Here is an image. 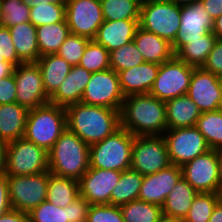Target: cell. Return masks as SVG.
<instances>
[{
    "instance_id": "obj_53",
    "label": "cell",
    "mask_w": 222,
    "mask_h": 222,
    "mask_svg": "<svg viewBox=\"0 0 222 222\" xmlns=\"http://www.w3.org/2000/svg\"><path fill=\"white\" fill-rule=\"evenodd\" d=\"M212 32L217 39H222V15L214 19Z\"/></svg>"
},
{
    "instance_id": "obj_58",
    "label": "cell",
    "mask_w": 222,
    "mask_h": 222,
    "mask_svg": "<svg viewBox=\"0 0 222 222\" xmlns=\"http://www.w3.org/2000/svg\"><path fill=\"white\" fill-rule=\"evenodd\" d=\"M169 2H172L173 4L177 6H187L191 5L193 2L197 0H168Z\"/></svg>"
},
{
    "instance_id": "obj_15",
    "label": "cell",
    "mask_w": 222,
    "mask_h": 222,
    "mask_svg": "<svg viewBox=\"0 0 222 222\" xmlns=\"http://www.w3.org/2000/svg\"><path fill=\"white\" fill-rule=\"evenodd\" d=\"M183 178L199 192H218L219 172L217 150L206 153L185 163L182 167Z\"/></svg>"
},
{
    "instance_id": "obj_30",
    "label": "cell",
    "mask_w": 222,
    "mask_h": 222,
    "mask_svg": "<svg viewBox=\"0 0 222 222\" xmlns=\"http://www.w3.org/2000/svg\"><path fill=\"white\" fill-rule=\"evenodd\" d=\"M142 181L143 175L132 168L122 171L118 183L111 191L110 204L120 207L138 199Z\"/></svg>"
},
{
    "instance_id": "obj_51",
    "label": "cell",
    "mask_w": 222,
    "mask_h": 222,
    "mask_svg": "<svg viewBox=\"0 0 222 222\" xmlns=\"http://www.w3.org/2000/svg\"><path fill=\"white\" fill-rule=\"evenodd\" d=\"M7 142L0 139V176L6 174Z\"/></svg>"
},
{
    "instance_id": "obj_56",
    "label": "cell",
    "mask_w": 222,
    "mask_h": 222,
    "mask_svg": "<svg viewBox=\"0 0 222 222\" xmlns=\"http://www.w3.org/2000/svg\"><path fill=\"white\" fill-rule=\"evenodd\" d=\"M22 2L29 5L30 8L42 3H65L64 0H22Z\"/></svg>"
},
{
    "instance_id": "obj_2",
    "label": "cell",
    "mask_w": 222,
    "mask_h": 222,
    "mask_svg": "<svg viewBox=\"0 0 222 222\" xmlns=\"http://www.w3.org/2000/svg\"><path fill=\"white\" fill-rule=\"evenodd\" d=\"M67 129L89 146L113 134L120 126L119 110L74 103L65 107Z\"/></svg>"
},
{
    "instance_id": "obj_54",
    "label": "cell",
    "mask_w": 222,
    "mask_h": 222,
    "mask_svg": "<svg viewBox=\"0 0 222 222\" xmlns=\"http://www.w3.org/2000/svg\"><path fill=\"white\" fill-rule=\"evenodd\" d=\"M14 66L9 62L0 63V79L9 76L13 72Z\"/></svg>"
},
{
    "instance_id": "obj_11",
    "label": "cell",
    "mask_w": 222,
    "mask_h": 222,
    "mask_svg": "<svg viewBox=\"0 0 222 222\" xmlns=\"http://www.w3.org/2000/svg\"><path fill=\"white\" fill-rule=\"evenodd\" d=\"M163 137L167 144L169 160L176 166L182 167L210 150L206 139L195 126L167 129Z\"/></svg>"
},
{
    "instance_id": "obj_33",
    "label": "cell",
    "mask_w": 222,
    "mask_h": 222,
    "mask_svg": "<svg viewBox=\"0 0 222 222\" xmlns=\"http://www.w3.org/2000/svg\"><path fill=\"white\" fill-rule=\"evenodd\" d=\"M195 127L204 136L210 149H222V108L202 113Z\"/></svg>"
},
{
    "instance_id": "obj_22",
    "label": "cell",
    "mask_w": 222,
    "mask_h": 222,
    "mask_svg": "<svg viewBox=\"0 0 222 222\" xmlns=\"http://www.w3.org/2000/svg\"><path fill=\"white\" fill-rule=\"evenodd\" d=\"M91 74L79 65L72 66L58 90L49 98V103L62 107L80 103Z\"/></svg>"
},
{
    "instance_id": "obj_37",
    "label": "cell",
    "mask_w": 222,
    "mask_h": 222,
    "mask_svg": "<svg viewBox=\"0 0 222 222\" xmlns=\"http://www.w3.org/2000/svg\"><path fill=\"white\" fill-rule=\"evenodd\" d=\"M30 22L36 27L67 22L65 3H42L30 8Z\"/></svg>"
},
{
    "instance_id": "obj_24",
    "label": "cell",
    "mask_w": 222,
    "mask_h": 222,
    "mask_svg": "<svg viewBox=\"0 0 222 222\" xmlns=\"http://www.w3.org/2000/svg\"><path fill=\"white\" fill-rule=\"evenodd\" d=\"M165 107L168 129L194 127L202 114L187 94L167 100Z\"/></svg>"
},
{
    "instance_id": "obj_17",
    "label": "cell",
    "mask_w": 222,
    "mask_h": 222,
    "mask_svg": "<svg viewBox=\"0 0 222 222\" xmlns=\"http://www.w3.org/2000/svg\"><path fill=\"white\" fill-rule=\"evenodd\" d=\"M187 95L202 113L222 108V93L219 76L194 68Z\"/></svg>"
},
{
    "instance_id": "obj_19",
    "label": "cell",
    "mask_w": 222,
    "mask_h": 222,
    "mask_svg": "<svg viewBox=\"0 0 222 222\" xmlns=\"http://www.w3.org/2000/svg\"><path fill=\"white\" fill-rule=\"evenodd\" d=\"M181 177L182 168L174 164L157 173L144 175L138 199L162 206Z\"/></svg>"
},
{
    "instance_id": "obj_29",
    "label": "cell",
    "mask_w": 222,
    "mask_h": 222,
    "mask_svg": "<svg viewBox=\"0 0 222 222\" xmlns=\"http://www.w3.org/2000/svg\"><path fill=\"white\" fill-rule=\"evenodd\" d=\"M80 196L79 181L65 178L49 172V182L46 200L50 203L66 207Z\"/></svg>"
},
{
    "instance_id": "obj_41",
    "label": "cell",
    "mask_w": 222,
    "mask_h": 222,
    "mask_svg": "<svg viewBox=\"0 0 222 222\" xmlns=\"http://www.w3.org/2000/svg\"><path fill=\"white\" fill-rule=\"evenodd\" d=\"M89 41L87 37L70 34L56 54L64 58L71 66L79 65Z\"/></svg>"
},
{
    "instance_id": "obj_55",
    "label": "cell",
    "mask_w": 222,
    "mask_h": 222,
    "mask_svg": "<svg viewBox=\"0 0 222 222\" xmlns=\"http://www.w3.org/2000/svg\"><path fill=\"white\" fill-rule=\"evenodd\" d=\"M217 165L219 172L218 193L222 191V149L217 150Z\"/></svg>"
},
{
    "instance_id": "obj_36",
    "label": "cell",
    "mask_w": 222,
    "mask_h": 222,
    "mask_svg": "<svg viewBox=\"0 0 222 222\" xmlns=\"http://www.w3.org/2000/svg\"><path fill=\"white\" fill-rule=\"evenodd\" d=\"M220 201L218 192H199L183 222H208L216 204Z\"/></svg>"
},
{
    "instance_id": "obj_23",
    "label": "cell",
    "mask_w": 222,
    "mask_h": 222,
    "mask_svg": "<svg viewBox=\"0 0 222 222\" xmlns=\"http://www.w3.org/2000/svg\"><path fill=\"white\" fill-rule=\"evenodd\" d=\"M133 42L145 62L162 64L175 56L172 44L169 41L143 28L138 27Z\"/></svg>"
},
{
    "instance_id": "obj_7",
    "label": "cell",
    "mask_w": 222,
    "mask_h": 222,
    "mask_svg": "<svg viewBox=\"0 0 222 222\" xmlns=\"http://www.w3.org/2000/svg\"><path fill=\"white\" fill-rule=\"evenodd\" d=\"M49 171L48 152L24 137L7 143L6 175H34Z\"/></svg>"
},
{
    "instance_id": "obj_8",
    "label": "cell",
    "mask_w": 222,
    "mask_h": 222,
    "mask_svg": "<svg viewBox=\"0 0 222 222\" xmlns=\"http://www.w3.org/2000/svg\"><path fill=\"white\" fill-rule=\"evenodd\" d=\"M49 171L34 175L8 176L12 209L29 213L47 197Z\"/></svg>"
},
{
    "instance_id": "obj_9",
    "label": "cell",
    "mask_w": 222,
    "mask_h": 222,
    "mask_svg": "<svg viewBox=\"0 0 222 222\" xmlns=\"http://www.w3.org/2000/svg\"><path fill=\"white\" fill-rule=\"evenodd\" d=\"M194 68L176 56L165 61L160 64L150 94L165 102L187 94Z\"/></svg>"
},
{
    "instance_id": "obj_20",
    "label": "cell",
    "mask_w": 222,
    "mask_h": 222,
    "mask_svg": "<svg viewBox=\"0 0 222 222\" xmlns=\"http://www.w3.org/2000/svg\"><path fill=\"white\" fill-rule=\"evenodd\" d=\"M160 64L143 62L138 66L118 72L123 95L150 93Z\"/></svg>"
},
{
    "instance_id": "obj_16",
    "label": "cell",
    "mask_w": 222,
    "mask_h": 222,
    "mask_svg": "<svg viewBox=\"0 0 222 222\" xmlns=\"http://www.w3.org/2000/svg\"><path fill=\"white\" fill-rule=\"evenodd\" d=\"M213 19L204 9L201 0L191 5L181 6V22L175 41L172 43L174 53L191 40L200 39L204 34L212 32Z\"/></svg>"
},
{
    "instance_id": "obj_39",
    "label": "cell",
    "mask_w": 222,
    "mask_h": 222,
    "mask_svg": "<svg viewBox=\"0 0 222 222\" xmlns=\"http://www.w3.org/2000/svg\"><path fill=\"white\" fill-rule=\"evenodd\" d=\"M30 22V7L22 0H0V25L10 28Z\"/></svg>"
},
{
    "instance_id": "obj_18",
    "label": "cell",
    "mask_w": 222,
    "mask_h": 222,
    "mask_svg": "<svg viewBox=\"0 0 222 222\" xmlns=\"http://www.w3.org/2000/svg\"><path fill=\"white\" fill-rule=\"evenodd\" d=\"M121 177V171L89 167L79 180L80 197L91 205L110 204V194Z\"/></svg>"
},
{
    "instance_id": "obj_26",
    "label": "cell",
    "mask_w": 222,
    "mask_h": 222,
    "mask_svg": "<svg viewBox=\"0 0 222 222\" xmlns=\"http://www.w3.org/2000/svg\"><path fill=\"white\" fill-rule=\"evenodd\" d=\"M36 28L31 22L17 24L9 28L18 59L22 63L37 62L41 57Z\"/></svg>"
},
{
    "instance_id": "obj_6",
    "label": "cell",
    "mask_w": 222,
    "mask_h": 222,
    "mask_svg": "<svg viewBox=\"0 0 222 222\" xmlns=\"http://www.w3.org/2000/svg\"><path fill=\"white\" fill-rule=\"evenodd\" d=\"M181 22V6L168 0L141 3L139 27L169 41H175Z\"/></svg>"
},
{
    "instance_id": "obj_34",
    "label": "cell",
    "mask_w": 222,
    "mask_h": 222,
    "mask_svg": "<svg viewBox=\"0 0 222 222\" xmlns=\"http://www.w3.org/2000/svg\"><path fill=\"white\" fill-rule=\"evenodd\" d=\"M106 21L139 20L141 3L138 0H100Z\"/></svg>"
},
{
    "instance_id": "obj_40",
    "label": "cell",
    "mask_w": 222,
    "mask_h": 222,
    "mask_svg": "<svg viewBox=\"0 0 222 222\" xmlns=\"http://www.w3.org/2000/svg\"><path fill=\"white\" fill-rule=\"evenodd\" d=\"M145 62L136 44L132 41L110 52V68L116 73Z\"/></svg>"
},
{
    "instance_id": "obj_32",
    "label": "cell",
    "mask_w": 222,
    "mask_h": 222,
    "mask_svg": "<svg viewBox=\"0 0 222 222\" xmlns=\"http://www.w3.org/2000/svg\"><path fill=\"white\" fill-rule=\"evenodd\" d=\"M40 56L56 54L63 42L70 35L67 22L42 25L36 28Z\"/></svg>"
},
{
    "instance_id": "obj_3",
    "label": "cell",
    "mask_w": 222,
    "mask_h": 222,
    "mask_svg": "<svg viewBox=\"0 0 222 222\" xmlns=\"http://www.w3.org/2000/svg\"><path fill=\"white\" fill-rule=\"evenodd\" d=\"M89 152L90 146L66 128L48 151L49 172L79 181L89 169Z\"/></svg>"
},
{
    "instance_id": "obj_52",
    "label": "cell",
    "mask_w": 222,
    "mask_h": 222,
    "mask_svg": "<svg viewBox=\"0 0 222 222\" xmlns=\"http://www.w3.org/2000/svg\"><path fill=\"white\" fill-rule=\"evenodd\" d=\"M208 222H222V201L221 200L216 204Z\"/></svg>"
},
{
    "instance_id": "obj_35",
    "label": "cell",
    "mask_w": 222,
    "mask_h": 222,
    "mask_svg": "<svg viewBox=\"0 0 222 222\" xmlns=\"http://www.w3.org/2000/svg\"><path fill=\"white\" fill-rule=\"evenodd\" d=\"M124 222H158L162 206L136 199L120 206Z\"/></svg>"
},
{
    "instance_id": "obj_46",
    "label": "cell",
    "mask_w": 222,
    "mask_h": 222,
    "mask_svg": "<svg viewBox=\"0 0 222 222\" xmlns=\"http://www.w3.org/2000/svg\"><path fill=\"white\" fill-rule=\"evenodd\" d=\"M202 68L214 75H222V39H217Z\"/></svg>"
},
{
    "instance_id": "obj_61",
    "label": "cell",
    "mask_w": 222,
    "mask_h": 222,
    "mask_svg": "<svg viewBox=\"0 0 222 222\" xmlns=\"http://www.w3.org/2000/svg\"><path fill=\"white\" fill-rule=\"evenodd\" d=\"M1 62H6L5 60H4V57L3 56H0V63Z\"/></svg>"
},
{
    "instance_id": "obj_47",
    "label": "cell",
    "mask_w": 222,
    "mask_h": 222,
    "mask_svg": "<svg viewBox=\"0 0 222 222\" xmlns=\"http://www.w3.org/2000/svg\"><path fill=\"white\" fill-rule=\"evenodd\" d=\"M16 91L13 72L9 76L0 79V105L16 102Z\"/></svg>"
},
{
    "instance_id": "obj_13",
    "label": "cell",
    "mask_w": 222,
    "mask_h": 222,
    "mask_svg": "<svg viewBox=\"0 0 222 222\" xmlns=\"http://www.w3.org/2000/svg\"><path fill=\"white\" fill-rule=\"evenodd\" d=\"M16 82V102L28 110L49 103L37 62L21 63L13 69Z\"/></svg>"
},
{
    "instance_id": "obj_45",
    "label": "cell",
    "mask_w": 222,
    "mask_h": 222,
    "mask_svg": "<svg viewBox=\"0 0 222 222\" xmlns=\"http://www.w3.org/2000/svg\"><path fill=\"white\" fill-rule=\"evenodd\" d=\"M90 206L86 199L79 196L73 203L67 205L68 222H87Z\"/></svg>"
},
{
    "instance_id": "obj_50",
    "label": "cell",
    "mask_w": 222,
    "mask_h": 222,
    "mask_svg": "<svg viewBox=\"0 0 222 222\" xmlns=\"http://www.w3.org/2000/svg\"><path fill=\"white\" fill-rule=\"evenodd\" d=\"M204 9L207 11L209 16L214 20L215 18L222 15V0H201Z\"/></svg>"
},
{
    "instance_id": "obj_59",
    "label": "cell",
    "mask_w": 222,
    "mask_h": 222,
    "mask_svg": "<svg viewBox=\"0 0 222 222\" xmlns=\"http://www.w3.org/2000/svg\"><path fill=\"white\" fill-rule=\"evenodd\" d=\"M219 85H220V89H221V93H222V75L219 76Z\"/></svg>"
},
{
    "instance_id": "obj_27",
    "label": "cell",
    "mask_w": 222,
    "mask_h": 222,
    "mask_svg": "<svg viewBox=\"0 0 222 222\" xmlns=\"http://www.w3.org/2000/svg\"><path fill=\"white\" fill-rule=\"evenodd\" d=\"M47 96L50 98L70 73L71 65L57 54H46L37 61Z\"/></svg>"
},
{
    "instance_id": "obj_31",
    "label": "cell",
    "mask_w": 222,
    "mask_h": 222,
    "mask_svg": "<svg viewBox=\"0 0 222 222\" xmlns=\"http://www.w3.org/2000/svg\"><path fill=\"white\" fill-rule=\"evenodd\" d=\"M216 41L217 38L213 32H208L204 34L202 38L191 40V43L183 45L175 53V56L179 60L184 61L187 65L200 68L205 64Z\"/></svg>"
},
{
    "instance_id": "obj_14",
    "label": "cell",
    "mask_w": 222,
    "mask_h": 222,
    "mask_svg": "<svg viewBox=\"0 0 222 222\" xmlns=\"http://www.w3.org/2000/svg\"><path fill=\"white\" fill-rule=\"evenodd\" d=\"M70 34L93 40L104 22L100 0H64Z\"/></svg>"
},
{
    "instance_id": "obj_4",
    "label": "cell",
    "mask_w": 222,
    "mask_h": 222,
    "mask_svg": "<svg viewBox=\"0 0 222 222\" xmlns=\"http://www.w3.org/2000/svg\"><path fill=\"white\" fill-rule=\"evenodd\" d=\"M66 128L65 107L48 103L28 110L23 137L48 152Z\"/></svg>"
},
{
    "instance_id": "obj_38",
    "label": "cell",
    "mask_w": 222,
    "mask_h": 222,
    "mask_svg": "<svg viewBox=\"0 0 222 222\" xmlns=\"http://www.w3.org/2000/svg\"><path fill=\"white\" fill-rule=\"evenodd\" d=\"M79 66L91 73L110 69V53L102 45L90 40L86 45Z\"/></svg>"
},
{
    "instance_id": "obj_42",
    "label": "cell",
    "mask_w": 222,
    "mask_h": 222,
    "mask_svg": "<svg viewBox=\"0 0 222 222\" xmlns=\"http://www.w3.org/2000/svg\"><path fill=\"white\" fill-rule=\"evenodd\" d=\"M29 222H68L67 206H56L45 200L29 213Z\"/></svg>"
},
{
    "instance_id": "obj_25",
    "label": "cell",
    "mask_w": 222,
    "mask_h": 222,
    "mask_svg": "<svg viewBox=\"0 0 222 222\" xmlns=\"http://www.w3.org/2000/svg\"><path fill=\"white\" fill-rule=\"evenodd\" d=\"M28 109L17 102L0 105V139L7 143L22 138Z\"/></svg>"
},
{
    "instance_id": "obj_57",
    "label": "cell",
    "mask_w": 222,
    "mask_h": 222,
    "mask_svg": "<svg viewBox=\"0 0 222 222\" xmlns=\"http://www.w3.org/2000/svg\"><path fill=\"white\" fill-rule=\"evenodd\" d=\"M158 222H183V220L175 218L173 216L162 214Z\"/></svg>"
},
{
    "instance_id": "obj_60",
    "label": "cell",
    "mask_w": 222,
    "mask_h": 222,
    "mask_svg": "<svg viewBox=\"0 0 222 222\" xmlns=\"http://www.w3.org/2000/svg\"><path fill=\"white\" fill-rule=\"evenodd\" d=\"M140 3H144V2H148V1H152V0H138Z\"/></svg>"
},
{
    "instance_id": "obj_43",
    "label": "cell",
    "mask_w": 222,
    "mask_h": 222,
    "mask_svg": "<svg viewBox=\"0 0 222 222\" xmlns=\"http://www.w3.org/2000/svg\"><path fill=\"white\" fill-rule=\"evenodd\" d=\"M87 222H124V219L119 206L98 204L90 206Z\"/></svg>"
},
{
    "instance_id": "obj_49",
    "label": "cell",
    "mask_w": 222,
    "mask_h": 222,
    "mask_svg": "<svg viewBox=\"0 0 222 222\" xmlns=\"http://www.w3.org/2000/svg\"><path fill=\"white\" fill-rule=\"evenodd\" d=\"M0 222H29V215L27 212L10 209L0 217Z\"/></svg>"
},
{
    "instance_id": "obj_44",
    "label": "cell",
    "mask_w": 222,
    "mask_h": 222,
    "mask_svg": "<svg viewBox=\"0 0 222 222\" xmlns=\"http://www.w3.org/2000/svg\"><path fill=\"white\" fill-rule=\"evenodd\" d=\"M0 56L14 67L22 62L18 59L9 28L0 25Z\"/></svg>"
},
{
    "instance_id": "obj_10",
    "label": "cell",
    "mask_w": 222,
    "mask_h": 222,
    "mask_svg": "<svg viewBox=\"0 0 222 222\" xmlns=\"http://www.w3.org/2000/svg\"><path fill=\"white\" fill-rule=\"evenodd\" d=\"M171 165L163 135L135 136L131 168L141 175L157 173Z\"/></svg>"
},
{
    "instance_id": "obj_5",
    "label": "cell",
    "mask_w": 222,
    "mask_h": 222,
    "mask_svg": "<svg viewBox=\"0 0 222 222\" xmlns=\"http://www.w3.org/2000/svg\"><path fill=\"white\" fill-rule=\"evenodd\" d=\"M134 137L120 127L102 141L90 145L89 167L121 172L130 169Z\"/></svg>"
},
{
    "instance_id": "obj_1",
    "label": "cell",
    "mask_w": 222,
    "mask_h": 222,
    "mask_svg": "<svg viewBox=\"0 0 222 222\" xmlns=\"http://www.w3.org/2000/svg\"><path fill=\"white\" fill-rule=\"evenodd\" d=\"M119 112L120 126L134 136L163 135L168 129L165 101L150 93L126 96Z\"/></svg>"
},
{
    "instance_id": "obj_48",
    "label": "cell",
    "mask_w": 222,
    "mask_h": 222,
    "mask_svg": "<svg viewBox=\"0 0 222 222\" xmlns=\"http://www.w3.org/2000/svg\"><path fill=\"white\" fill-rule=\"evenodd\" d=\"M12 209L9 190H8V176H0V217Z\"/></svg>"
},
{
    "instance_id": "obj_28",
    "label": "cell",
    "mask_w": 222,
    "mask_h": 222,
    "mask_svg": "<svg viewBox=\"0 0 222 222\" xmlns=\"http://www.w3.org/2000/svg\"><path fill=\"white\" fill-rule=\"evenodd\" d=\"M197 194L182 176L166 197L162 205L163 214L184 220Z\"/></svg>"
},
{
    "instance_id": "obj_62",
    "label": "cell",
    "mask_w": 222,
    "mask_h": 222,
    "mask_svg": "<svg viewBox=\"0 0 222 222\" xmlns=\"http://www.w3.org/2000/svg\"><path fill=\"white\" fill-rule=\"evenodd\" d=\"M220 195V200L222 201V191L219 193Z\"/></svg>"
},
{
    "instance_id": "obj_12",
    "label": "cell",
    "mask_w": 222,
    "mask_h": 222,
    "mask_svg": "<svg viewBox=\"0 0 222 222\" xmlns=\"http://www.w3.org/2000/svg\"><path fill=\"white\" fill-rule=\"evenodd\" d=\"M124 99L118 73L110 68L91 74L81 103L120 111Z\"/></svg>"
},
{
    "instance_id": "obj_21",
    "label": "cell",
    "mask_w": 222,
    "mask_h": 222,
    "mask_svg": "<svg viewBox=\"0 0 222 222\" xmlns=\"http://www.w3.org/2000/svg\"><path fill=\"white\" fill-rule=\"evenodd\" d=\"M139 20L106 21L100 25L93 39L110 52L133 41Z\"/></svg>"
}]
</instances>
